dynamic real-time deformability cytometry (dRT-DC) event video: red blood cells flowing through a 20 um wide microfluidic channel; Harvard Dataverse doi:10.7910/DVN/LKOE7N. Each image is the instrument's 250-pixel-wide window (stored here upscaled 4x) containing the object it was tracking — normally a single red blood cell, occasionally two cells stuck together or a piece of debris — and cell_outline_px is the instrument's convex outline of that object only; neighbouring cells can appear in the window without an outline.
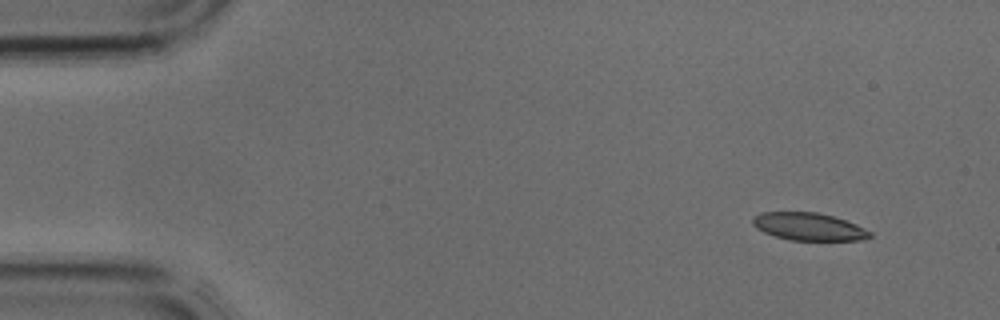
{"species": "common noctule bat (a hibernating species)", "species_latin": "Nyctalus noctula", "temperature_condition": "cold", "stored_images_in_passage": 3, "camera_frame_rate_fps": 3000, "um_per_image_px": 0.085, "animal": {"sex": "male", "body_mass_g": 17.9, "forearm_length_mm": 54.2}, "frame": {"image": 1, "passage_image": 1, "time_ms": 0.0, "image_size_px": [1000, 320], "cell_outline_px": [[872, 236], [864, 240], [792, 240], [776, 236], [764, 232], [756, 228], [752, 224], [752, 216], [760, 212], [816, 212], [832, 216], [856, 224], [872, 232]], "centroid_in_image_um": [68.73, 19.26], "position_along_channel_um": 16.3, "area_um2": 18.84}}
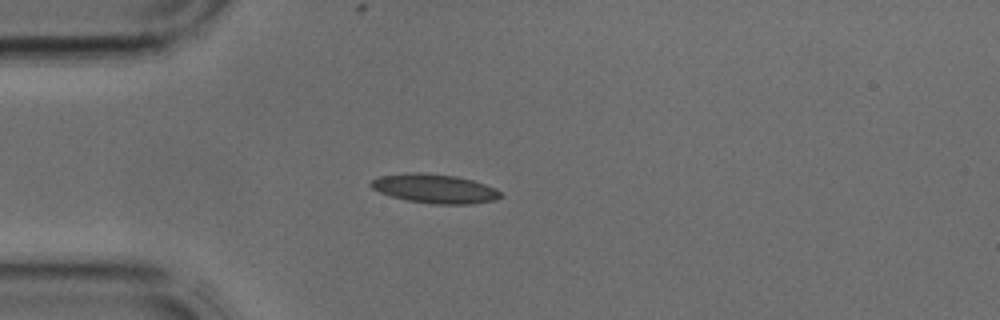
{"frame": {"image": 2, "passage_image": 2, "time_ms": 0.333, "image_size_px": [1000, 320], "cell_outline_px": [[504, 196], [496, 200], [472, 204], [432, 204], [408, 200], [392, 196], [380, 192], [372, 188], [368, 184], [372, 180], [380, 176], [412, 172], [416, 172], [456, 176], [472, 180], [496, 188]], "centroid_in_image_um": [36.98, 16.04], "position_along_channel_um": 48.0, "area_um2": 21.91}}